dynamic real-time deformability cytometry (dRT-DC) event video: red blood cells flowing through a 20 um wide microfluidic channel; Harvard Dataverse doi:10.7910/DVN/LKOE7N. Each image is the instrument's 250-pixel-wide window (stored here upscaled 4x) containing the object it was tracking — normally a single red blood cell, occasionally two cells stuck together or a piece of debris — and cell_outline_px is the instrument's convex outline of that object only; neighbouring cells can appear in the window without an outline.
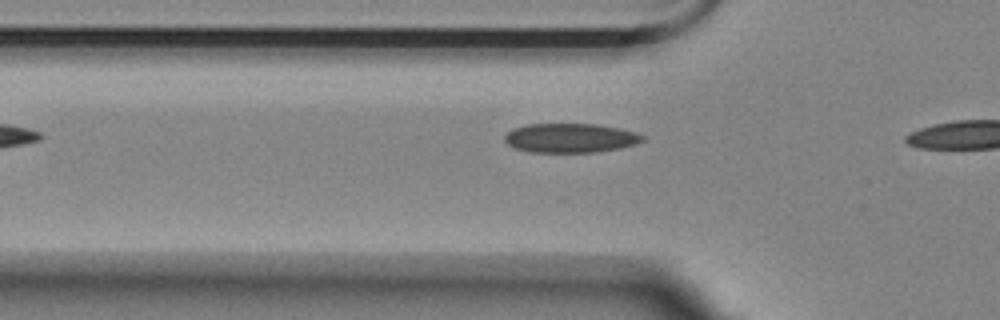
{"species": "Egyptian fruit bat (a non-hibernating species)", "species_latin": "Rousettus aegyptiacus", "temperature_condition": "room temperature", "stored_images_in_passage": 6, "camera_frame_rate_fps": 3000, "um_per_image_px": 0.085, "animal": {"sex": "female"}, "frame": {"image": 1, "passage_image": 4, "time_ms": 1.0, "image_size_px": [1000, 320], "cell_outline_px": [[644, 140], [636, 144], [620, 148], [596, 152], [528, 152], [512, 148], [504, 140], [504, 136], [512, 128], [528, 124], [596, 124], [620, 128], [636, 132], [644, 136]], "centroid_in_image_um": [48.46, 11.73], "position_along_channel_um": 77.3, "area_um2": 23.7}}